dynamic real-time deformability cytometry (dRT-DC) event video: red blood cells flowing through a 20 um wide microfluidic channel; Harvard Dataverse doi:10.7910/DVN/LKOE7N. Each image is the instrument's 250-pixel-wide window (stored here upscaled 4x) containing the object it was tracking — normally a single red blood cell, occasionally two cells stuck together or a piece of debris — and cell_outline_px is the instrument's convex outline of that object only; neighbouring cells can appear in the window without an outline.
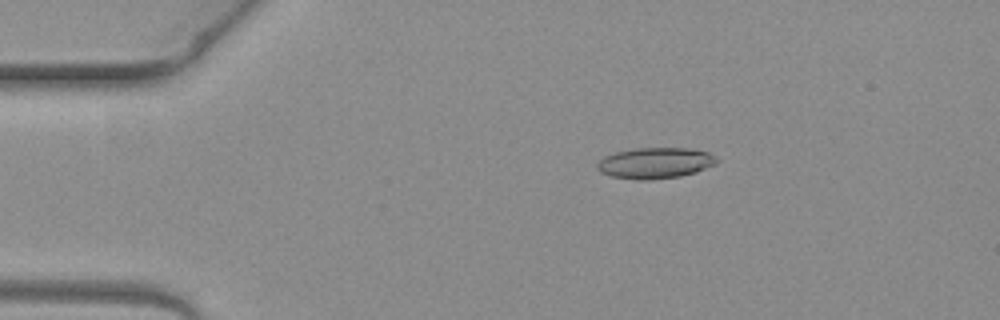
{"species": "common noctule bat (a hibernating species)", "species_latin": "Nyctalus noctula", "temperature_condition": "warm", "stored_images_in_passage": 5, "camera_frame_rate_fps": 3000, "um_per_image_px": 0.085, "animal": {"sex": "female", "body_mass_g": 19.3, "forearm_length_mm": 54.1}, "frame": {"image": 1, "passage_image": 3, "time_ms": 0.667, "image_size_px": [1000, 320], "cell_outline_px": [[720, 160], [716, 164], [696, 172], [680, 176], [648, 180], [636, 180], [612, 176], [600, 172], [596, 168], [596, 164], [604, 156], [616, 152], [636, 148], [688, 148], [708, 152], [716, 156]], "centroid_in_image_um": [55.7, 13.86], "position_along_channel_um": 29.3, "area_um2": 21.68}}
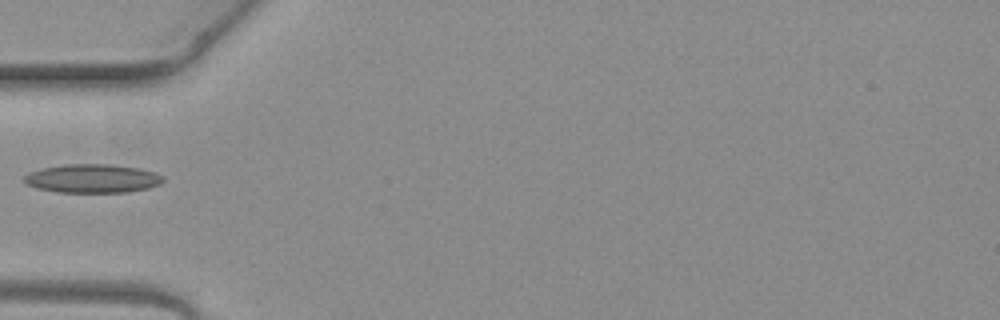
{"frame": {"image": 2, "passage_image": 5, "time_ms": 1.333, "image_size_px": [1000, 320], "cell_outline_px": [[164, 180], [160, 184], [148, 188], [128, 192], [56, 192], [36, 188], [28, 184], [24, 180], [24, 176], [28, 172], [44, 168], [68, 164], [112, 164], [140, 168], [156, 172], [164, 176]], "centroid_in_image_um": [7.9, 15.17], "position_along_channel_um": 77.1, "area_um2": 23.29}}